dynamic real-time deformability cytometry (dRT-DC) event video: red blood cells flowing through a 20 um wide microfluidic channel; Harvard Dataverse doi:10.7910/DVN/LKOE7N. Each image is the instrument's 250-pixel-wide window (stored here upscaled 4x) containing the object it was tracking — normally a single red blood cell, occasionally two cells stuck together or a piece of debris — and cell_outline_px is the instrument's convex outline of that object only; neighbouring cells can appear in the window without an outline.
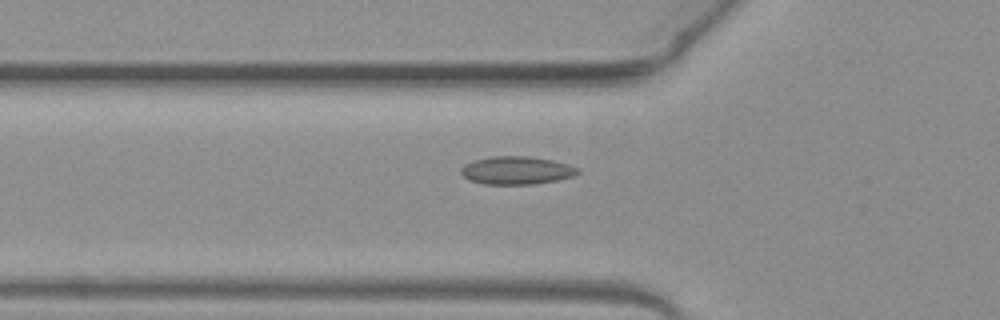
{"species": "common noctule bat (a hibernating species)", "species_latin": "Nyctalus noctula", "temperature_condition": "warm", "stored_images_in_passage": 48, "camera_frame_rate_fps": 3000, "um_per_image_px": 0.085, "animal": {"sex": "female", "body_mass_g": 19.3, "forearm_length_mm": 54.1}, "frame": {"image": 1, "passage_image": 18, "time_ms": 5.667, "image_size_px": [1000, 320], "cell_outline_px": [[580, 172], [572, 176], [556, 180], [532, 184], [484, 184], [468, 180], [460, 172], [460, 168], [464, 164], [472, 160], [492, 156], [528, 156], [552, 160], [568, 164], [580, 168]], "centroid_in_image_um": [43.87, 14.47], "position_along_channel_um": 81.9, "area_um2": 19.13}}
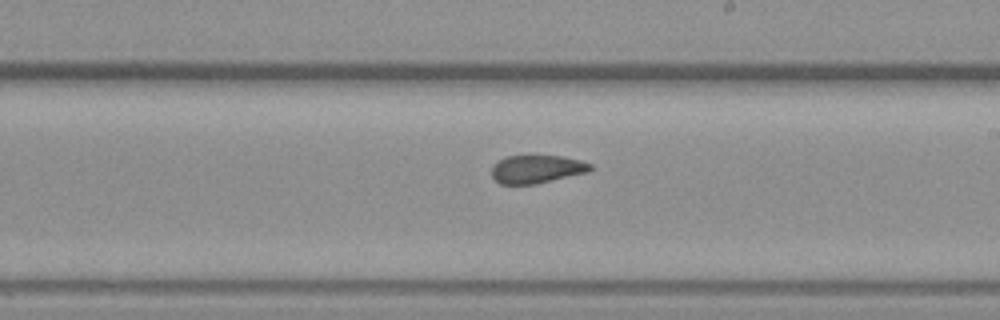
{"frame": {"image": 2, "passage_image": 30, "time_ms": 9.667, "image_size_px": [1000, 320], "cell_outline_px": [[592, 168], [588, 172], [536, 184], [500, 184], [492, 176], [492, 168], [500, 160], [508, 156], [564, 156], [580, 160], [592, 164]], "centroid_in_image_um": [45.66, 14.38], "position_along_channel_um": 243.3, "area_um2": 16.01}}
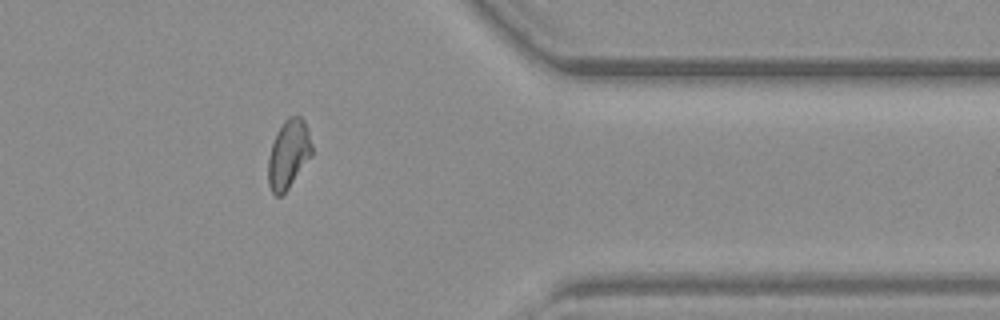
{"frame": {"image": 3, "passage_image": 42, "time_ms": 13.667, "image_size_px": [1000, 320], "cell_outline_px": [[312, 156], [288, 188], [280, 196], [276, 196], [272, 192], [268, 184], [268, 160], [272, 144], [276, 132], [284, 120], [288, 116], [300, 116], [304, 120], [312, 144]], "centroid_in_image_um": [24.52, 13.09], "position_along_channel_um": 386.9, "area_um2": 17.46}}